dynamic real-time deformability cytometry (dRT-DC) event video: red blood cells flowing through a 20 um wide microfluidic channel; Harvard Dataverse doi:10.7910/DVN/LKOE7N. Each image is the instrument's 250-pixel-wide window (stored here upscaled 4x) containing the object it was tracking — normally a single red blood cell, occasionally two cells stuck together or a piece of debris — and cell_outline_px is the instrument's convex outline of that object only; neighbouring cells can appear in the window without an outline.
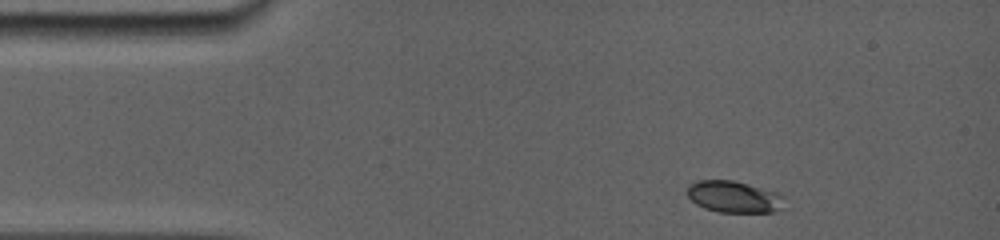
{"species": "common noctule bat (a hibernating species)", "species_latin": "Nyctalus noctula", "temperature_condition": "room temperature", "stored_images_in_passage": 10, "camera_frame_rate_fps": 5000, "um_per_image_px": 0.085, "animal": {"sex": "female", "body_mass_g": 19.0, "forearm_length_mm": 56.7}, "frame": {"image": 1, "passage_image": 1, "time_ms": 0.0, "image_size_px": [1000, 240], "cell_outline_px": [[784, 196], [780, 208], [776, 212], [720, 212], [704, 208], [696, 204], [688, 196], [688, 184], [696, 180], [732, 180], [748, 184], [776, 192]], "centroid_in_image_um": [62.35, 16.72], "position_along_channel_um": 22.7, "area_um2": 17.8}}
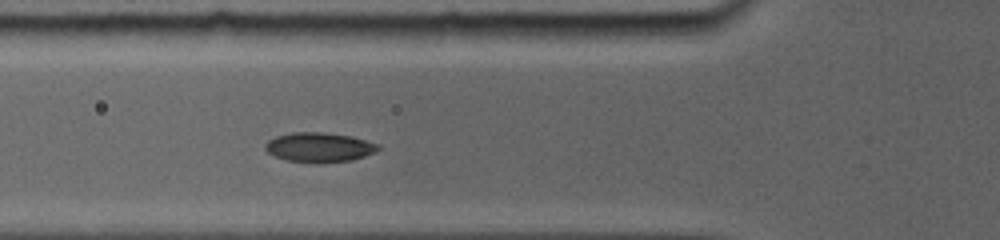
{"frame": {"image": 2, "passage_image": 7, "time_ms": 3.6, "image_size_px": [1000, 240], "cell_outline_px": [[380, 148], [364, 156], [352, 160], [284, 160], [268, 152], [264, 148], [264, 144], [268, 140], [276, 136], [292, 132], [324, 132], [352, 136], [380, 144]], "centroid_in_image_um": [27.12, 12.46], "position_along_channel_um": 98.7, "area_um2": 18.73}}
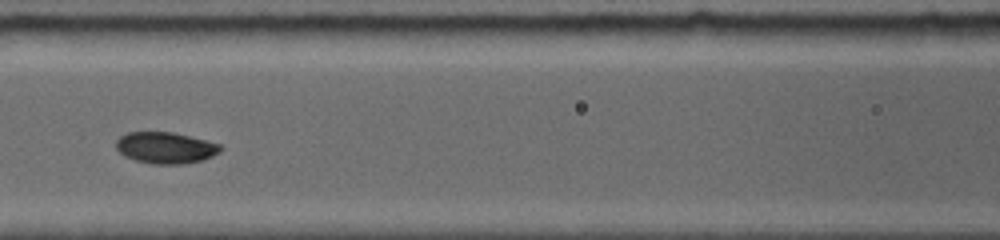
{"frame": {"image": 3, "passage_image": 9, "time_ms": 5.0, "image_size_px": [1000, 240], "cell_outline_px": [[224, 148], [220, 152], [204, 160], [184, 164], [152, 164], [136, 160], [124, 156], [116, 148], [116, 140], [120, 136], [128, 132], [172, 132], [220, 144]], "centroid_in_image_um": [14.08, 12.57], "position_along_channel_um": 152.5, "area_um2": 19.13}}